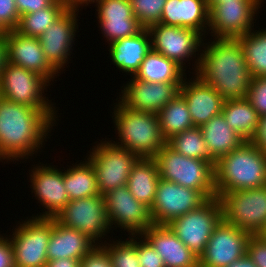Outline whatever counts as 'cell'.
<instances>
[{
	"label": "cell",
	"instance_id": "cell-1",
	"mask_svg": "<svg viewBox=\"0 0 266 267\" xmlns=\"http://www.w3.org/2000/svg\"><path fill=\"white\" fill-rule=\"evenodd\" d=\"M195 59L196 76L213 87L224 100L244 99L250 88L252 76L237 39L214 38Z\"/></svg>",
	"mask_w": 266,
	"mask_h": 267
},
{
	"label": "cell",
	"instance_id": "cell-2",
	"mask_svg": "<svg viewBox=\"0 0 266 267\" xmlns=\"http://www.w3.org/2000/svg\"><path fill=\"white\" fill-rule=\"evenodd\" d=\"M56 114L55 110H38L0 97V161L28 159L40 151Z\"/></svg>",
	"mask_w": 266,
	"mask_h": 267
},
{
	"label": "cell",
	"instance_id": "cell-3",
	"mask_svg": "<svg viewBox=\"0 0 266 267\" xmlns=\"http://www.w3.org/2000/svg\"><path fill=\"white\" fill-rule=\"evenodd\" d=\"M266 185V154L252 141L222 156L215 166L216 196Z\"/></svg>",
	"mask_w": 266,
	"mask_h": 267
},
{
	"label": "cell",
	"instance_id": "cell-4",
	"mask_svg": "<svg viewBox=\"0 0 266 267\" xmlns=\"http://www.w3.org/2000/svg\"><path fill=\"white\" fill-rule=\"evenodd\" d=\"M120 142L116 145L131 151L138 158H155L166 144L156 113L125 107L119 100L112 116Z\"/></svg>",
	"mask_w": 266,
	"mask_h": 267
},
{
	"label": "cell",
	"instance_id": "cell-5",
	"mask_svg": "<svg viewBox=\"0 0 266 267\" xmlns=\"http://www.w3.org/2000/svg\"><path fill=\"white\" fill-rule=\"evenodd\" d=\"M161 179L199 191L206 199L216 196L215 166L175 152L167 144L154 158Z\"/></svg>",
	"mask_w": 266,
	"mask_h": 267
},
{
	"label": "cell",
	"instance_id": "cell-6",
	"mask_svg": "<svg viewBox=\"0 0 266 267\" xmlns=\"http://www.w3.org/2000/svg\"><path fill=\"white\" fill-rule=\"evenodd\" d=\"M223 219L220 199H207L198 208L173 219L169 228L198 257L205 251L212 232Z\"/></svg>",
	"mask_w": 266,
	"mask_h": 267
},
{
	"label": "cell",
	"instance_id": "cell-7",
	"mask_svg": "<svg viewBox=\"0 0 266 267\" xmlns=\"http://www.w3.org/2000/svg\"><path fill=\"white\" fill-rule=\"evenodd\" d=\"M139 158L131 151L110 141H100L87 158L96 173L99 193L105 195L127 185L133 165Z\"/></svg>",
	"mask_w": 266,
	"mask_h": 267
},
{
	"label": "cell",
	"instance_id": "cell-8",
	"mask_svg": "<svg viewBox=\"0 0 266 267\" xmlns=\"http://www.w3.org/2000/svg\"><path fill=\"white\" fill-rule=\"evenodd\" d=\"M223 219L250 235L266 226V185L224 193L220 198Z\"/></svg>",
	"mask_w": 266,
	"mask_h": 267
},
{
	"label": "cell",
	"instance_id": "cell-9",
	"mask_svg": "<svg viewBox=\"0 0 266 267\" xmlns=\"http://www.w3.org/2000/svg\"><path fill=\"white\" fill-rule=\"evenodd\" d=\"M49 84L36 72L7 62L0 74V97L38 110H56L43 96Z\"/></svg>",
	"mask_w": 266,
	"mask_h": 267
},
{
	"label": "cell",
	"instance_id": "cell-10",
	"mask_svg": "<svg viewBox=\"0 0 266 267\" xmlns=\"http://www.w3.org/2000/svg\"><path fill=\"white\" fill-rule=\"evenodd\" d=\"M10 237L15 267H45L47 246L52 233V218L30 217Z\"/></svg>",
	"mask_w": 266,
	"mask_h": 267
},
{
	"label": "cell",
	"instance_id": "cell-11",
	"mask_svg": "<svg viewBox=\"0 0 266 267\" xmlns=\"http://www.w3.org/2000/svg\"><path fill=\"white\" fill-rule=\"evenodd\" d=\"M54 219L63 226L87 235L97 245H101V238L112 230L101 194L69 201Z\"/></svg>",
	"mask_w": 266,
	"mask_h": 267
},
{
	"label": "cell",
	"instance_id": "cell-12",
	"mask_svg": "<svg viewBox=\"0 0 266 267\" xmlns=\"http://www.w3.org/2000/svg\"><path fill=\"white\" fill-rule=\"evenodd\" d=\"M262 2L263 0H236L210 5L208 31L211 30V36L215 38L236 39L246 35L254 27L253 17Z\"/></svg>",
	"mask_w": 266,
	"mask_h": 267
},
{
	"label": "cell",
	"instance_id": "cell-13",
	"mask_svg": "<svg viewBox=\"0 0 266 267\" xmlns=\"http://www.w3.org/2000/svg\"><path fill=\"white\" fill-rule=\"evenodd\" d=\"M110 227L124 228L129 235H141L153 223L150 208L139 202L127 185L103 195Z\"/></svg>",
	"mask_w": 266,
	"mask_h": 267
},
{
	"label": "cell",
	"instance_id": "cell-14",
	"mask_svg": "<svg viewBox=\"0 0 266 267\" xmlns=\"http://www.w3.org/2000/svg\"><path fill=\"white\" fill-rule=\"evenodd\" d=\"M206 200L197 190L160 178L150 208L152 221L156 225H168L173 219L198 208Z\"/></svg>",
	"mask_w": 266,
	"mask_h": 267
},
{
	"label": "cell",
	"instance_id": "cell-15",
	"mask_svg": "<svg viewBox=\"0 0 266 267\" xmlns=\"http://www.w3.org/2000/svg\"><path fill=\"white\" fill-rule=\"evenodd\" d=\"M250 236L222 219L199 257V267H227L239 260L247 253Z\"/></svg>",
	"mask_w": 266,
	"mask_h": 267
},
{
	"label": "cell",
	"instance_id": "cell-16",
	"mask_svg": "<svg viewBox=\"0 0 266 267\" xmlns=\"http://www.w3.org/2000/svg\"><path fill=\"white\" fill-rule=\"evenodd\" d=\"M152 50L176 62L184 69L186 63L202 47L203 37L194 29L168 26L161 23L150 25ZM199 49V50H198Z\"/></svg>",
	"mask_w": 266,
	"mask_h": 267
},
{
	"label": "cell",
	"instance_id": "cell-17",
	"mask_svg": "<svg viewBox=\"0 0 266 267\" xmlns=\"http://www.w3.org/2000/svg\"><path fill=\"white\" fill-rule=\"evenodd\" d=\"M78 10L68 8L38 38L47 61L58 73L65 68V63L67 64L72 51L71 47L75 44V34L79 26L77 24Z\"/></svg>",
	"mask_w": 266,
	"mask_h": 267
},
{
	"label": "cell",
	"instance_id": "cell-18",
	"mask_svg": "<svg viewBox=\"0 0 266 267\" xmlns=\"http://www.w3.org/2000/svg\"><path fill=\"white\" fill-rule=\"evenodd\" d=\"M182 83H151L132 77L119 95L127 108L158 113L180 93Z\"/></svg>",
	"mask_w": 266,
	"mask_h": 267
},
{
	"label": "cell",
	"instance_id": "cell-19",
	"mask_svg": "<svg viewBox=\"0 0 266 267\" xmlns=\"http://www.w3.org/2000/svg\"><path fill=\"white\" fill-rule=\"evenodd\" d=\"M30 181L32 193L48 211L35 216L39 218H55L70 201L64 187V172L54 166L37 165L31 171Z\"/></svg>",
	"mask_w": 266,
	"mask_h": 267
},
{
	"label": "cell",
	"instance_id": "cell-20",
	"mask_svg": "<svg viewBox=\"0 0 266 267\" xmlns=\"http://www.w3.org/2000/svg\"><path fill=\"white\" fill-rule=\"evenodd\" d=\"M95 3L99 26L108 42L133 36L144 28L133 15L130 0H97Z\"/></svg>",
	"mask_w": 266,
	"mask_h": 267
},
{
	"label": "cell",
	"instance_id": "cell-21",
	"mask_svg": "<svg viewBox=\"0 0 266 267\" xmlns=\"http://www.w3.org/2000/svg\"><path fill=\"white\" fill-rule=\"evenodd\" d=\"M8 63L21 66L53 81L58 73L47 61L38 38L28 37L16 30L5 34Z\"/></svg>",
	"mask_w": 266,
	"mask_h": 267
},
{
	"label": "cell",
	"instance_id": "cell-22",
	"mask_svg": "<svg viewBox=\"0 0 266 267\" xmlns=\"http://www.w3.org/2000/svg\"><path fill=\"white\" fill-rule=\"evenodd\" d=\"M141 235L162 257L165 267H199V257L176 236L168 225L152 224Z\"/></svg>",
	"mask_w": 266,
	"mask_h": 267
},
{
	"label": "cell",
	"instance_id": "cell-23",
	"mask_svg": "<svg viewBox=\"0 0 266 267\" xmlns=\"http://www.w3.org/2000/svg\"><path fill=\"white\" fill-rule=\"evenodd\" d=\"M194 77L191 82L184 78L179 94L187 103L193 125L201 127L212 117L222 113L225 100L213 87L205 84L196 75Z\"/></svg>",
	"mask_w": 266,
	"mask_h": 267
},
{
	"label": "cell",
	"instance_id": "cell-24",
	"mask_svg": "<svg viewBox=\"0 0 266 267\" xmlns=\"http://www.w3.org/2000/svg\"><path fill=\"white\" fill-rule=\"evenodd\" d=\"M159 23L168 26L191 28L203 36L207 32V26L209 25L207 1L167 0Z\"/></svg>",
	"mask_w": 266,
	"mask_h": 267
},
{
	"label": "cell",
	"instance_id": "cell-25",
	"mask_svg": "<svg viewBox=\"0 0 266 267\" xmlns=\"http://www.w3.org/2000/svg\"><path fill=\"white\" fill-rule=\"evenodd\" d=\"M97 243L76 229H71L52 218V233L47 246V259L72 258L81 260Z\"/></svg>",
	"mask_w": 266,
	"mask_h": 267
},
{
	"label": "cell",
	"instance_id": "cell-26",
	"mask_svg": "<svg viewBox=\"0 0 266 267\" xmlns=\"http://www.w3.org/2000/svg\"><path fill=\"white\" fill-rule=\"evenodd\" d=\"M109 54L114 65L134 76L138 71L141 62L152 50L151 36L147 28L139 33L109 43Z\"/></svg>",
	"mask_w": 266,
	"mask_h": 267
},
{
	"label": "cell",
	"instance_id": "cell-27",
	"mask_svg": "<svg viewBox=\"0 0 266 267\" xmlns=\"http://www.w3.org/2000/svg\"><path fill=\"white\" fill-rule=\"evenodd\" d=\"M200 129L207 149L216 162L245 142L241 135L228 126L222 113L212 117Z\"/></svg>",
	"mask_w": 266,
	"mask_h": 267
},
{
	"label": "cell",
	"instance_id": "cell-28",
	"mask_svg": "<svg viewBox=\"0 0 266 267\" xmlns=\"http://www.w3.org/2000/svg\"><path fill=\"white\" fill-rule=\"evenodd\" d=\"M160 180L157 162L154 158H139L133 165L127 186L130 193L141 203L151 208Z\"/></svg>",
	"mask_w": 266,
	"mask_h": 267
},
{
	"label": "cell",
	"instance_id": "cell-29",
	"mask_svg": "<svg viewBox=\"0 0 266 267\" xmlns=\"http://www.w3.org/2000/svg\"><path fill=\"white\" fill-rule=\"evenodd\" d=\"M184 72L176 62L151 50L133 77L151 83H183Z\"/></svg>",
	"mask_w": 266,
	"mask_h": 267
},
{
	"label": "cell",
	"instance_id": "cell-30",
	"mask_svg": "<svg viewBox=\"0 0 266 267\" xmlns=\"http://www.w3.org/2000/svg\"><path fill=\"white\" fill-rule=\"evenodd\" d=\"M222 115L228 126L245 141H252L259 124V115L247 98L225 100Z\"/></svg>",
	"mask_w": 266,
	"mask_h": 267
},
{
	"label": "cell",
	"instance_id": "cell-31",
	"mask_svg": "<svg viewBox=\"0 0 266 267\" xmlns=\"http://www.w3.org/2000/svg\"><path fill=\"white\" fill-rule=\"evenodd\" d=\"M64 187L70 201L100 194L96 173L88 160L64 171Z\"/></svg>",
	"mask_w": 266,
	"mask_h": 267
},
{
	"label": "cell",
	"instance_id": "cell-32",
	"mask_svg": "<svg viewBox=\"0 0 266 267\" xmlns=\"http://www.w3.org/2000/svg\"><path fill=\"white\" fill-rule=\"evenodd\" d=\"M160 131L167 141L173 135L194 127L185 99L178 94L158 113Z\"/></svg>",
	"mask_w": 266,
	"mask_h": 267
},
{
	"label": "cell",
	"instance_id": "cell-33",
	"mask_svg": "<svg viewBox=\"0 0 266 267\" xmlns=\"http://www.w3.org/2000/svg\"><path fill=\"white\" fill-rule=\"evenodd\" d=\"M67 9L66 3L56 0L47 8L20 16L15 30L24 36L39 38Z\"/></svg>",
	"mask_w": 266,
	"mask_h": 267
},
{
	"label": "cell",
	"instance_id": "cell-34",
	"mask_svg": "<svg viewBox=\"0 0 266 267\" xmlns=\"http://www.w3.org/2000/svg\"><path fill=\"white\" fill-rule=\"evenodd\" d=\"M261 30L254 32L253 29V32L236 38L242 46L252 78L266 77V28Z\"/></svg>",
	"mask_w": 266,
	"mask_h": 267
},
{
	"label": "cell",
	"instance_id": "cell-35",
	"mask_svg": "<svg viewBox=\"0 0 266 267\" xmlns=\"http://www.w3.org/2000/svg\"><path fill=\"white\" fill-rule=\"evenodd\" d=\"M166 144L175 152L193 159H202L216 166L211 157L200 127H192L181 133L173 135Z\"/></svg>",
	"mask_w": 266,
	"mask_h": 267
},
{
	"label": "cell",
	"instance_id": "cell-36",
	"mask_svg": "<svg viewBox=\"0 0 266 267\" xmlns=\"http://www.w3.org/2000/svg\"><path fill=\"white\" fill-rule=\"evenodd\" d=\"M116 241H113V244L106 243V241L101 244V246L108 252L112 266L140 267L137 246L128 239L126 241Z\"/></svg>",
	"mask_w": 266,
	"mask_h": 267
},
{
	"label": "cell",
	"instance_id": "cell-37",
	"mask_svg": "<svg viewBox=\"0 0 266 267\" xmlns=\"http://www.w3.org/2000/svg\"><path fill=\"white\" fill-rule=\"evenodd\" d=\"M166 1L167 0H130L133 15L144 28H148L150 25L160 22Z\"/></svg>",
	"mask_w": 266,
	"mask_h": 267
},
{
	"label": "cell",
	"instance_id": "cell-38",
	"mask_svg": "<svg viewBox=\"0 0 266 267\" xmlns=\"http://www.w3.org/2000/svg\"><path fill=\"white\" fill-rule=\"evenodd\" d=\"M131 237L129 236L130 240L137 246L140 267H165L162 257L142 235L137 237L136 235H131Z\"/></svg>",
	"mask_w": 266,
	"mask_h": 267
},
{
	"label": "cell",
	"instance_id": "cell-39",
	"mask_svg": "<svg viewBox=\"0 0 266 267\" xmlns=\"http://www.w3.org/2000/svg\"><path fill=\"white\" fill-rule=\"evenodd\" d=\"M247 99L259 117L266 115V77L252 78Z\"/></svg>",
	"mask_w": 266,
	"mask_h": 267
},
{
	"label": "cell",
	"instance_id": "cell-40",
	"mask_svg": "<svg viewBox=\"0 0 266 267\" xmlns=\"http://www.w3.org/2000/svg\"><path fill=\"white\" fill-rule=\"evenodd\" d=\"M247 255L257 267H266V240L260 235H251L247 243Z\"/></svg>",
	"mask_w": 266,
	"mask_h": 267
},
{
	"label": "cell",
	"instance_id": "cell-41",
	"mask_svg": "<svg viewBox=\"0 0 266 267\" xmlns=\"http://www.w3.org/2000/svg\"><path fill=\"white\" fill-rule=\"evenodd\" d=\"M20 15L15 6V0H0V24L7 30H15Z\"/></svg>",
	"mask_w": 266,
	"mask_h": 267
},
{
	"label": "cell",
	"instance_id": "cell-42",
	"mask_svg": "<svg viewBox=\"0 0 266 267\" xmlns=\"http://www.w3.org/2000/svg\"><path fill=\"white\" fill-rule=\"evenodd\" d=\"M81 267H113L108 252L96 245L81 259Z\"/></svg>",
	"mask_w": 266,
	"mask_h": 267
},
{
	"label": "cell",
	"instance_id": "cell-43",
	"mask_svg": "<svg viewBox=\"0 0 266 267\" xmlns=\"http://www.w3.org/2000/svg\"><path fill=\"white\" fill-rule=\"evenodd\" d=\"M56 0H15L20 16L51 6Z\"/></svg>",
	"mask_w": 266,
	"mask_h": 267
},
{
	"label": "cell",
	"instance_id": "cell-44",
	"mask_svg": "<svg viewBox=\"0 0 266 267\" xmlns=\"http://www.w3.org/2000/svg\"><path fill=\"white\" fill-rule=\"evenodd\" d=\"M8 238L0 234V267H15L13 246Z\"/></svg>",
	"mask_w": 266,
	"mask_h": 267
},
{
	"label": "cell",
	"instance_id": "cell-45",
	"mask_svg": "<svg viewBox=\"0 0 266 267\" xmlns=\"http://www.w3.org/2000/svg\"><path fill=\"white\" fill-rule=\"evenodd\" d=\"M252 142L266 154V115L259 117L258 129Z\"/></svg>",
	"mask_w": 266,
	"mask_h": 267
},
{
	"label": "cell",
	"instance_id": "cell-46",
	"mask_svg": "<svg viewBox=\"0 0 266 267\" xmlns=\"http://www.w3.org/2000/svg\"><path fill=\"white\" fill-rule=\"evenodd\" d=\"M45 267H81V260L72 258L48 260Z\"/></svg>",
	"mask_w": 266,
	"mask_h": 267
},
{
	"label": "cell",
	"instance_id": "cell-47",
	"mask_svg": "<svg viewBox=\"0 0 266 267\" xmlns=\"http://www.w3.org/2000/svg\"><path fill=\"white\" fill-rule=\"evenodd\" d=\"M8 62L7 43L5 35H0V74Z\"/></svg>",
	"mask_w": 266,
	"mask_h": 267
},
{
	"label": "cell",
	"instance_id": "cell-48",
	"mask_svg": "<svg viewBox=\"0 0 266 267\" xmlns=\"http://www.w3.org/2000/svg\"><path fill=\"white\" fill-rule=\"evenodd\" d=\"M227 267H257L247 253L239 260L232 262Z\"/></svg>",
	"mask_w": 266,
	"mask_h": 267
},
{
	"label": "cell",
	"instance_id": "cell-49",
	"mask_svg": "<svg viewBox=\"0 0 266 267\" xmlns=\"http://www.w3.org/2000/svg\"><path fill=\"white\" fill-rule=\"evenodd\" d=\"M96 1L97 0H68V8L79 9L81 6H87L89 3H95Z\"/></svg>",
	"mask_w": 266,
	"mask_h": 267
},
{
	"label": "cell",
	"instance_id": "cell-50",
	"mask_svg": "<svg viewBox=\"0 0 266 267\" xmlns=\"http://www.w3.org/2000/svg\"><path fill=\"white\" fill-rule=\"evenodd\" d=\"M206 1H207V6L209 7L210 5H217L224 1H236V0H206Z\"/></svg>",
	"mask_w": 266,
	"mask_h": 267
},
{
	"label": "cell",
	"instance_id": "cell-51",
	"mask_svg": "<svg viewBox=\"0 0 266 267\" xmlns=\"http://www.w3.org/2000/svg\"><path fill=\"white\" fill-rule=\"evenodd\" d=\"M263 239L266 240V226L265 228L261 231V233L259 234Z\"/></svg>",
	"mask_w": 266,
	"mask_h": 267
},
{
	"label": "cell",
	"instance_id": "cell-52",
	"mask_svg": "<svg viewBox=\"0 0 266 267\" xmlns=\"http://www.w3.org/2000/svg\"><path fill=\"white\" fill-rule=\"evenodd\" d=\"M7 30L0 24V35H5Z\"/></svg>",
	"mask_w": 266,
	"mask_h": 267
},
{
	"label": "cell",
	"instance_id": "cell-53",
	"mask_svg": "<svg viewBox=\"0 0 266 267\" xmlns=\"http://www.w3.org/2000/svg\"><path fill=\"white\" fill-rule=\"evenodd\" d=\"M58 1H62L64 3H66L67 7H68V0H58Z\"/></svg>",
	"mask_w": 266,
	"mask_h": 267
}]
</instances>
